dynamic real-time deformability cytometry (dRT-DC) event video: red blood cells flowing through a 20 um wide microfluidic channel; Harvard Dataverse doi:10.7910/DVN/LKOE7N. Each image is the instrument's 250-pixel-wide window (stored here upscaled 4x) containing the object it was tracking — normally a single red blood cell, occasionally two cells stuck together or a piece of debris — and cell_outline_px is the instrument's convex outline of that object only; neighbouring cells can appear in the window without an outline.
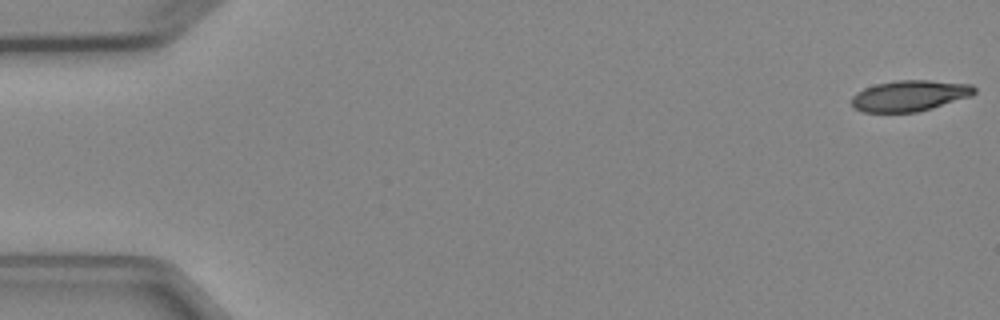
{"species": "Egyptian fruit bat (a non-hibernating species)", "species_latin": "Rousettus aegyptiacus", "temperature_condition": "cold", "stored_images_in_passage": 5, "camera_frame_rate_fps": 3000, "um_per_image_px": 0.085, "animal": {"sex": "female"}, "frame": {"image": 1, "passage_image": 1, "time_ms": 0.0, "image_size_px": [1000, 320], "cell_outline_px": [[976, 92], [972, 96], [932, 108], [916, 112], [860, 112], [852, 108], [852, 96], [856, 92], [864, 88], [876, 84], [896, 80], [928, 80], [972, 84], [976, 88]], "centroid_in_image_um": [77.31, 8.14], "position_along_channel_um": 7.7, "area_um2": 22.31}}
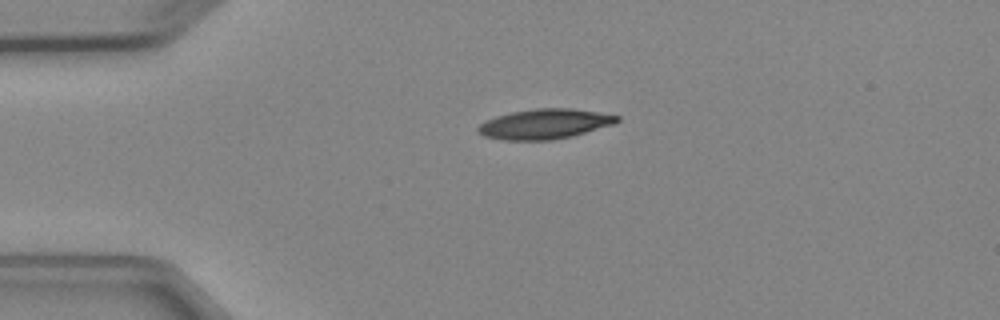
{"frame": {"image": 2, "passage_image": 4, "time_ms": 3.667, "image_size_px": [1000, 320], "cell_outline_px": [[620, 120], [616, 124], [572, 136], [552, 140], [504, 140], [484, 136], [476, 132], [476, 128], [480, 124], [496, 116], [512, 112], [536, 108], [572, 108], [620, 116]], "centroid_in_image_um": [46.31, 10.54], "position_along_channel_um": 38.7, "area_um2": 24.33}}